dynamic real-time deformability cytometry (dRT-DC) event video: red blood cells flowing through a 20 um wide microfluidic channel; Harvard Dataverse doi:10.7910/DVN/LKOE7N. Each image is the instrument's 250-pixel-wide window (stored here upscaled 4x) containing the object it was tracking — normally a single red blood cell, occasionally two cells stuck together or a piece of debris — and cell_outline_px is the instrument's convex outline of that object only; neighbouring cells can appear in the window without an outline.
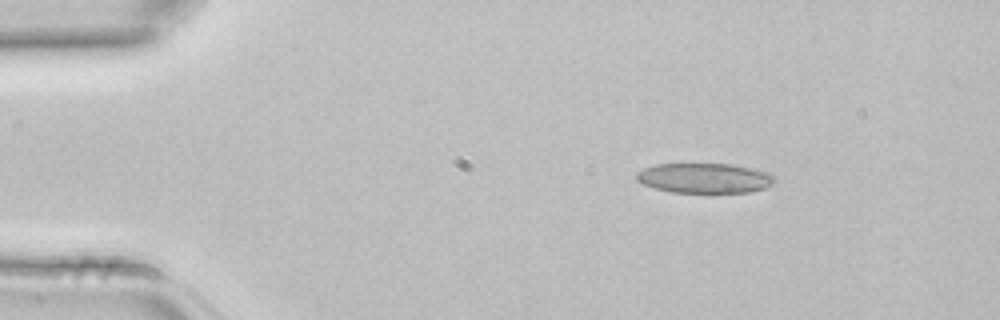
{"species": "common noctule bat (a hibernating species)", "species_latin": "Nyctalus noctula", "temperature_condition": "room temperature", "stored_images_in_passage": 2, "camera_frame_rate_fps": 3000, "um_per_image_px": 0.085, "animal": {"sex": "female", "body_mass_g": 22.7, "forearm_length_mm": 54.2}, "frame": {"image": 1, "passage_image": 1, "time_ms": 0.0, "image_size_px": [1000, 320], "cell_outline_px": [[776, 180], [772, 184], [764, 188], [748, 192], [672, 192], [656, 188], [644, 184], [636, 180], [636, 172], [644, 168], [656, 164], [732, 164], [768, 172]], "centroid_in_image_um": [59.87, 15.13], "position_along_channel_um": 25.1, "area_um2": 23.87}}